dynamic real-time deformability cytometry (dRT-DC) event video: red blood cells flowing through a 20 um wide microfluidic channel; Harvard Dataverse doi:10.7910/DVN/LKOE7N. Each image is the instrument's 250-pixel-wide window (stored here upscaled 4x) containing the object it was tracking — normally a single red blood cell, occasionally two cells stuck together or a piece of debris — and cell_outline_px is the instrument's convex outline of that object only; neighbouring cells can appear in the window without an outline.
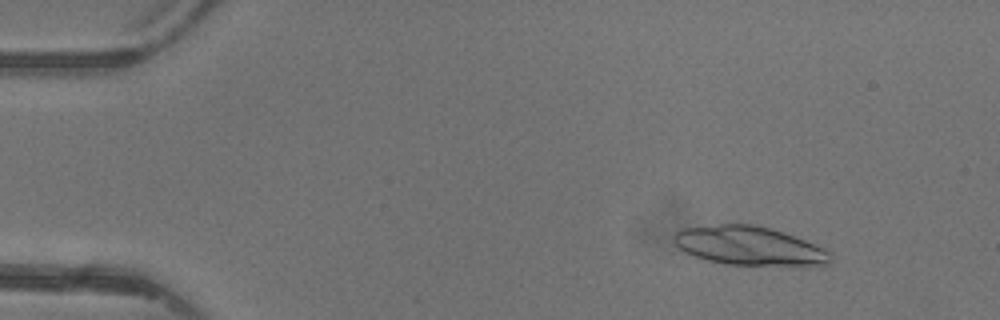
{"species": "common noctule bat (a hibernating species)", "species_latin": "Nyctalus noctula", "temperature_condition": "warm", "stored_images_in_passage": 3, "camera_frame_rate_fps": 3000, "um_per_image_px": 0.085, "animal": {"sex": "female"}, "frame": {"image": 1, "passage_image": 1, "time_ms": 0.0, "image_size_px": [1000, 320], "cell_outline_px": [[832, 260], [828, 264], [812, 268], [724, 264], [708, 260], [684, 252], [676, 244], [676, 232], [680, 228], [720, 224], [756, 224], [784, 232], [804, 240], [832, 252]], "centroid_in_image_um": [63.8, 20.94], "position_along_channel_um": 21.2, "area_um2": 36.24}}